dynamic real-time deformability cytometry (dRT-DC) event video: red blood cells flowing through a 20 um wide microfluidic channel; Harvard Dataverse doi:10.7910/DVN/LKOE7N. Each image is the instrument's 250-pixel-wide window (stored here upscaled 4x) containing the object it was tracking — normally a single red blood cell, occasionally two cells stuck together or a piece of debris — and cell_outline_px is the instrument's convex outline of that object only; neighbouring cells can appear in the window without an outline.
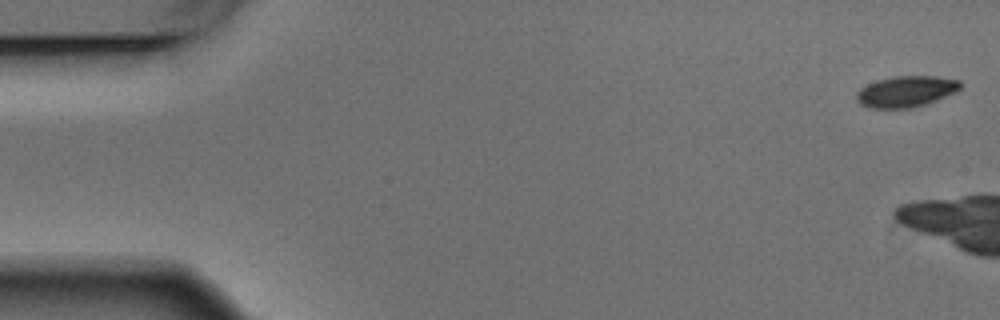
{"species": "Egyptian fruit bat (a non-hibernating species)", "species_latin": "Rousettus aegyptiacus", "temperature_condition": "warm", "stored_images_in_passage": 7, "camera_frame_rate_fps": 3000, "um_per_image_px": 0.085, "animal": {"sex": "male"}, "frame": {"image": 1, "passage_image": 1, "time_ms": 0.0, "image_size_px": [1000, 320], "cell_outline_px": [[960, 88], [956, 92], [936, 100], [924, 104], [908, 108], [868, 108], [860, 104], [856, 100], [856, 92], [860, 88], [876, 80], [892, 76], [936, 76], [960, 80]], "centroid_in_image_um": [76.98, 7.77], "position_along_channel_um": 8.0, "area_um2": 18.84}}